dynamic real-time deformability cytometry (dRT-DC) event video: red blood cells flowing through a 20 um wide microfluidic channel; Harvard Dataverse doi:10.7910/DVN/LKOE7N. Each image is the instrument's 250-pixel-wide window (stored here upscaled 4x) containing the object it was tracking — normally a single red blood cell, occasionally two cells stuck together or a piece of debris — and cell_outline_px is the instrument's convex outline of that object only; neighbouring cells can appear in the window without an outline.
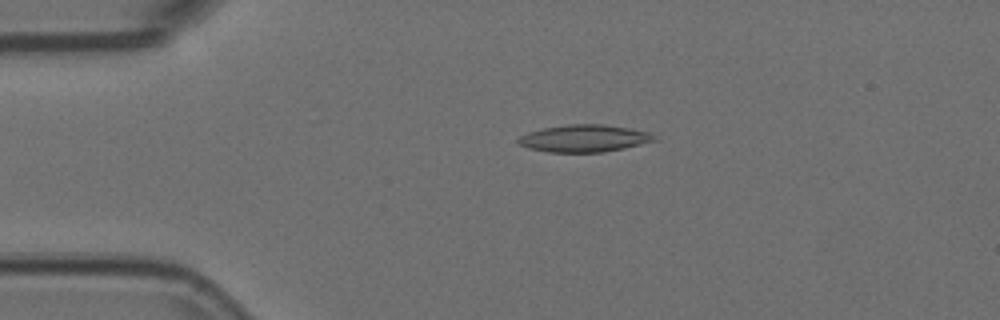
{"species": "Egyptian fruit bat (a non-hibernating species)", "species_latin": "Rousettus aegyptiacus", "temperature_condition": "room temperature", "stored_images_in_passage": 43, "camera_frame_rate_fps": 3000, "um_per_image_px": 0.085, "animal": {"sex": "female"}, "frame": {"image": 1, "passage_image": 1, "time_ms": 0.0, "image_size_px": [1000, 320], "cell_outline_px": [[656, 140], [624, 148], [604, 152], [548, 152], [528, 148], [520, 144], [516, 140], [520, 136], [528, 132], [544, 128], [568, 124], [604, 124], [628, 128], [648, 132]], "centroid_in_image_um": [49.61, 11.76], "position_along_channel_um": 35.4, "area_um2": 21.33}}
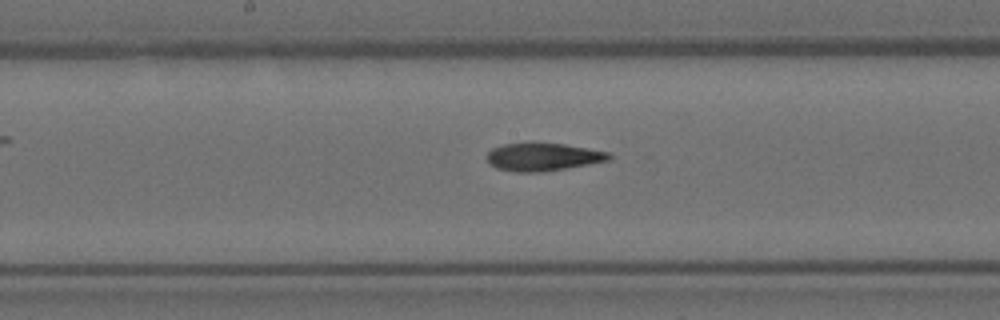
{"frame": {"image": 2, "passage_image": 17, "time_ms": 5.333, "image_size_px": [1000, 320], "cell_outline_px": [[612, 160], [540, 172], [516, 172], [496, 168], [488, 164], [484, 156], [492, 148], [504, 144], [564, 144], [608, 152], [612, 156]], "centroid_in_image_um": [46.11, 13.35], "position_along_channel_um": 202.1, "area_um2": 19.59}}
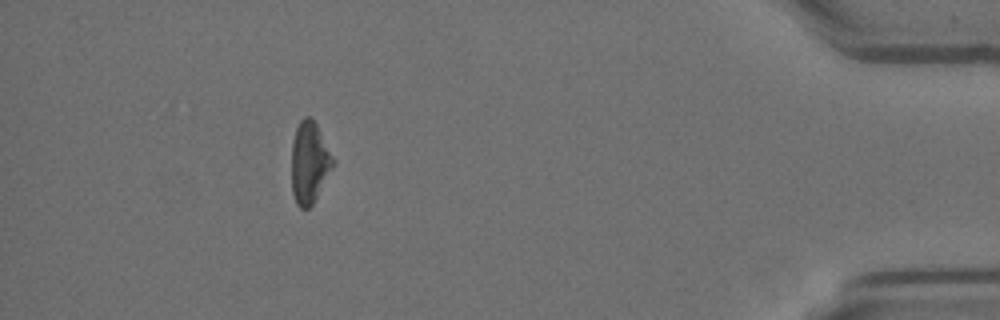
{"frame": {"image": 3, "passage_image": 38, "time_ms": 12.333, "image_size_px": [1000, 320], "cell_outline_px": [[336, 164], [312, 204], [308, 208], [300, 208], [296, 204], [292, 192], [292, 140], [296, 128], [300, 120], [304, 116], [312, 116], [336, 160]], "centroid_in_image_um": [26.32, 13.79], "position_along_channel_um": 408.9, "area_um2": 20.06}, "authors_computed_cell_mechanics": {"area_um2": 20.23, "velocity_mm_per_s": 3.7847, "shape_relaxation_time_tau1_ms": 7.7478, "shape_relaxation_time_tau2_ms": 8.1433, "deformation_change_tau1": 0.2076, "deformation_change_tau2": 0.2015}}